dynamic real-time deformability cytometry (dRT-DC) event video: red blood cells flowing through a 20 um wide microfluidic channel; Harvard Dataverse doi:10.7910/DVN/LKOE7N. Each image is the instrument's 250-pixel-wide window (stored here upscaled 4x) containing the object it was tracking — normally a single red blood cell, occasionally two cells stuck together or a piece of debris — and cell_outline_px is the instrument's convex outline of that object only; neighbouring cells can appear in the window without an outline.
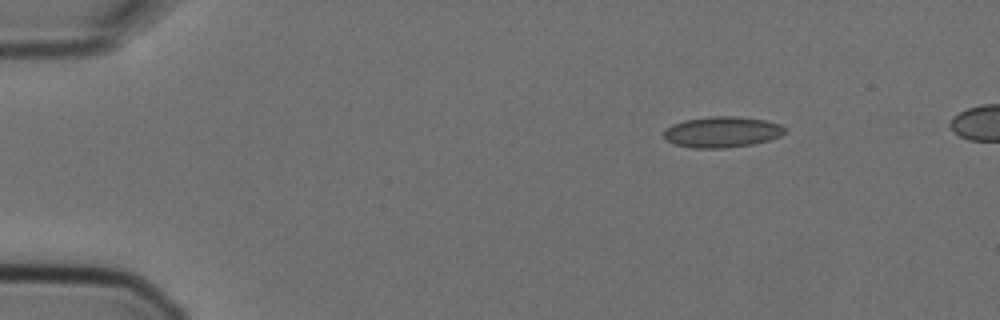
{"species": "Egyptian fruit bat (a non-hibernating species)", "species_latin": "Rousettus aegyptiacus", "temperature_condition": "cold", "stored_images_in_passage": 4, "camera_frame_rate_fps": 3000, "um_per_image_px": 0.085, "animal": {"sex": "female"}, "frame": {"image": 1, "passage_image": 1, "time_ms": 0.0, "image_size_px": [1000, 320], "cell_outline_px": [[784, 132], [780, 136], [768, 140], [752, 144], [724, 148], [692, 148], [672, 144], [664, 140], [664, 132], [672, 124], [684, 120], [708, 116], [740, 116], [764, 120], [780, 124], [784, 128]], "centroid_in_image_um": [61.33, 11.22], "position_along_channel_um": 23.7, "area_um2": 21.85}}